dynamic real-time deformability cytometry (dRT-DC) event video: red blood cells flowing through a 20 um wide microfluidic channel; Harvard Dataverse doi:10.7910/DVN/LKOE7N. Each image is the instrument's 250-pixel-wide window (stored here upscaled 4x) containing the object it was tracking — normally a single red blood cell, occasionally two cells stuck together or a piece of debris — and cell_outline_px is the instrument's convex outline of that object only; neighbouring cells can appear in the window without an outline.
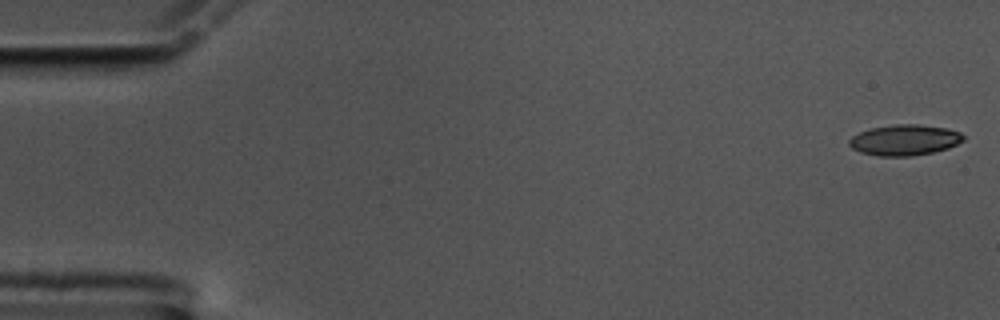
{"species": "common noctule bat (a hibernating species)", "species_latin": "Nyctalus noctula", "temperature_condition": "cold", "stored_images_in_passage": 58, "camera_frame_rate_fps": 3000, "um_per_image_px": 0.085, "animal": {"sex": "male", "body_mass_g": 17.5, "forearm_length_mm": 52.3}, "frame": {"image": 1, "passage_image": 1, "time_ms": 0.0, "image_size_px": [1000, 320], "cell_outline_px": [[964, 140], [948, 148], [932, 152], [912, 156], [880, 156], [860, 152], [852, 148], [848, 144], [848, 140], [852, 136], [860, 132], [872, 128], [896, 124], [920, 124], [944, 128], [960, 132], [964, 136]], "centroid_in_image_um": [76.87, 11.9], "position_along_channel_um": 8.1, "area_um2": 20.35}}
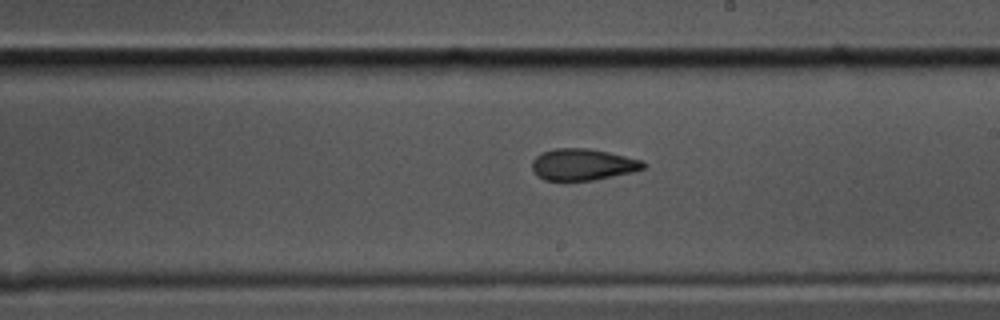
{"frame": {"image": 2, "passage_image": 33, "time_ms": 10.667, "image_size_px": [1000, 320], "cell_outline_px": [[648, 164], [644, 168], [632, 172], [592, 180], [544, 180], [536, 176], [532, 168], [532, 160], [536, 156], [544, 152], [556, 148], [588, 148], [608, 152], [644, 160]], "centroid_in_image_um": [49.55, 13.98], "position_along_channel_um": 239.5, "area_um2": 20.46}}
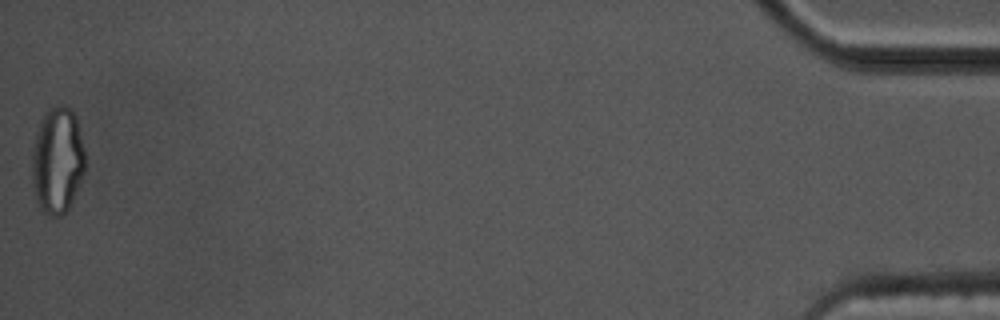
{"frame": {"image": 3, "passage_image": 58, "time_ms": 19.0, "image_size_px": [1000, 320], "cell_outline_px": [[84, 172], [80, 184], [68, 208], [60, 216], [48, 216], [40, 208], [36, 200], [32, 184], [32, 152], [36, 132], [44, 116], [52, 108], [60, 104], [64, 104], [72, 112], [76, 120], [84, 152]], "centroid_in_image_um": [4.86, 13.69], "position_along_channel_um": 430.3, "area_um2": 32.48}, "authors_computed_cell_mechanics": {"area_um2": 21.1259, "velocity_mm_per_s": 3.45, "shape_relaxation_time_tau1_ms": null, "shape_relaxation_time_tau2_ms": 3.0314, "deformation_change_tau1": null, "deformation_change_tau2": 0.0905}}